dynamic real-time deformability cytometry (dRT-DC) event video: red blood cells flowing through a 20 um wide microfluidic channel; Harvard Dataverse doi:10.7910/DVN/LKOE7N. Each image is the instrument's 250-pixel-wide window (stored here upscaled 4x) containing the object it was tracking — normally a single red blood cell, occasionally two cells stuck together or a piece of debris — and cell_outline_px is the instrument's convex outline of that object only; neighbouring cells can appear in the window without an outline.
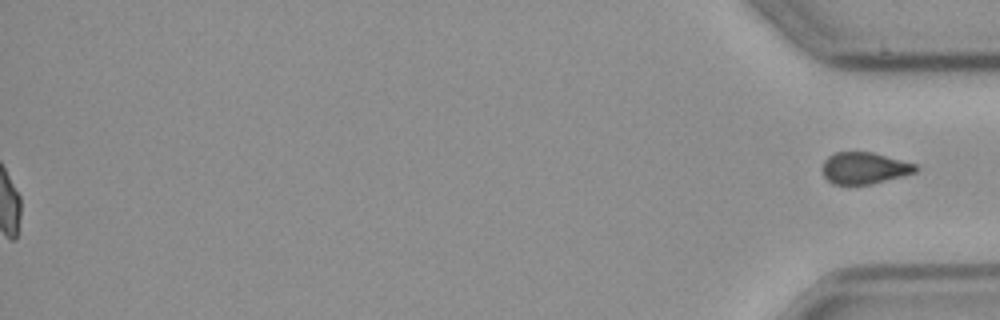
{"species": "common noctule bat (a hibernating species)", "species_latin": "Nyctalus noctula", "temperature_condition": "cold", "stored_images_in_passage": 57, "segment_of_instrument_passage": [2, 2], "camera_frame_rate_fps": 3000, "um_per_image_px": 0.085, "animal": {"sex": "male", "body_mass_g": 23.1, "forearm_length_mm": 52.7}, "frame": {"image": 1, "passage_image": 57, "time_ms": 18.667, "image_size_px": [1000, 320], "cell_outline_px": [[920, 168], [916, 172], [868, 184], [832, 184], [824, 176], [824, 160], [828, 156], [836, 152], [872, 152], [916, 164]], "centroid_in_image_um": [73.47, 14.27], "position_along_channel_um": 361.7, "area_um2": 16.88}}